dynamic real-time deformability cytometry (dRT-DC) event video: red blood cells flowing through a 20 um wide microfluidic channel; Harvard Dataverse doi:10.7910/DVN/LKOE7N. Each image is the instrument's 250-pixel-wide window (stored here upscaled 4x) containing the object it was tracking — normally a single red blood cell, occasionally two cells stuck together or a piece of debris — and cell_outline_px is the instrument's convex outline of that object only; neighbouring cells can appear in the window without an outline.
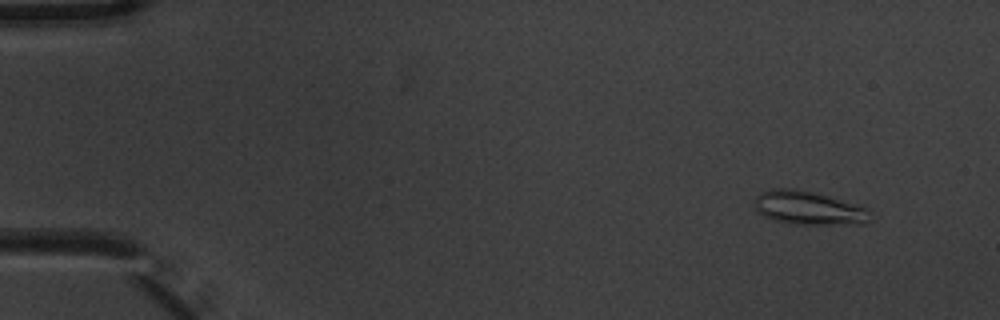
{"species": "common noctule bat (a hibernating species)", "species_latin": "Nyctalus noctula", "temperature_condition": "warm", "stored_images_in_passage": 5, "camera_frame_rate_fps": 3000, "um_per_image_px": 0.085, "animal": {"sex": "male", "body_mass_g": 20.1, "forearm_length_mm": 53.5}, "frame": {"image": 1, "passage_image": 1, "time_ms": 0.0, "image_size_px": [1000, 320], "cell_outline_px": [[872, 208], [868, 220], [864, 224], [796, 224], [776, 220], [764, 216], [756, 208], [752, 200], [760, 192], [772, 188], [796, 188], [812, 192]], "centroid_in_image_um": [68.74, 17.66], "position_along_channel_um": 16.3, "area_um2": 22.72}}
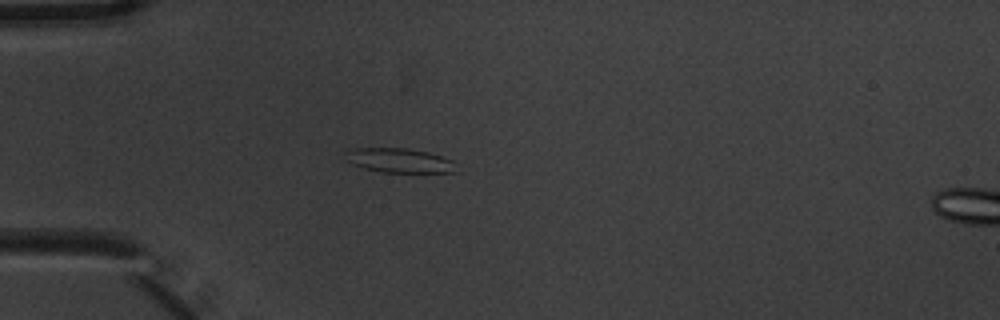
{"frame": {"image": 2, "passage_image": 4, "time_ms": 1.0, "image_size_px": [1000, 320], "cell_outline_px": [[460, 172], [380, 172], [364, 168], [352, 164], [344, 160], [344, 152], [352, 148], [408, 148], [428, 152], [452, 160]], "centroid_in_image_um": [33.91, 13.64], "position_along_channel_um": 51.1, "area_um2": 15.95}}